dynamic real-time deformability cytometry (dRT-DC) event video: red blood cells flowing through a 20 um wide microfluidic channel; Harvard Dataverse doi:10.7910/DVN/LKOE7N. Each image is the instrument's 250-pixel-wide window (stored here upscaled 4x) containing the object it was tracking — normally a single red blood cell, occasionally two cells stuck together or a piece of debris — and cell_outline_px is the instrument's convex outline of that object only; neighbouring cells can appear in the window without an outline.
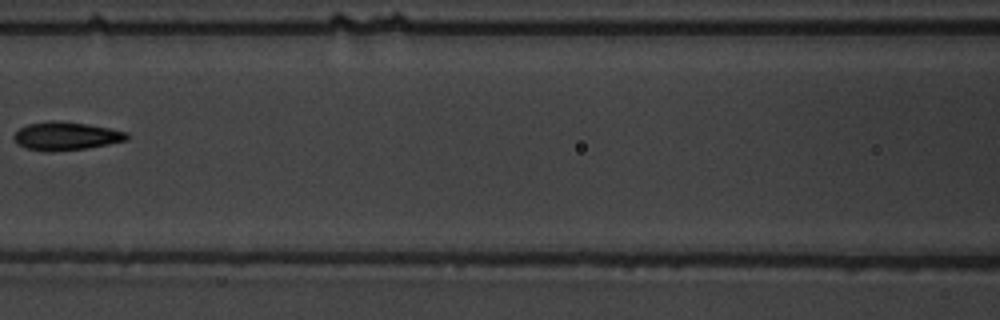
{"species": "common noctule bat (a hibernating species)", "species_latin": "Nyctalus noctula", "temperature_condition": "warm", "stored_images_in_passage": 8, "camera_frame_rate_fps": 3000, "um_per_image_px": 0.085, "animal": {"sex": "male", "body_mass_g": 19.5, "forearm_length_mm": 54.6}, "frame": {"image": 1, "passage_image": 7, "time_ms": 8.0, "image_size_px": [1000, 320], "cell_outline_px": [[128, 140], [88, 148], [48, 152], [24, 148], [16, 144], [12, 136], [20, 128], [28, 124], [52, 120], [88, 124], [128, 132]], "centroid_in_image_um": [5.58, 11.57], "position_along_channel_um": 161.0, "area_um2": 18.67}}
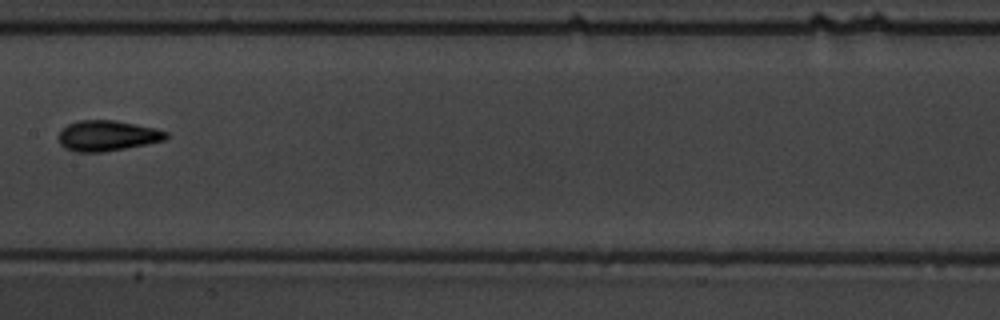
{"frame": {"image": 2, "passage_image": 8, "time_ms": 9.0, "image_size_px": [1000, 320], "cell_outline_px": [[168, 136], [164, 140], [124, 148], [100, 152], [76, 152], [64, 148], [60, 144], [60, 132], [68, 124], [80, 120], [116, 120], [136, 124], [168, 132]], "centroid_in_image_um": [9.1, 11.53], "position_along_channel_um": 198.3, "area_um2": 18.79}}